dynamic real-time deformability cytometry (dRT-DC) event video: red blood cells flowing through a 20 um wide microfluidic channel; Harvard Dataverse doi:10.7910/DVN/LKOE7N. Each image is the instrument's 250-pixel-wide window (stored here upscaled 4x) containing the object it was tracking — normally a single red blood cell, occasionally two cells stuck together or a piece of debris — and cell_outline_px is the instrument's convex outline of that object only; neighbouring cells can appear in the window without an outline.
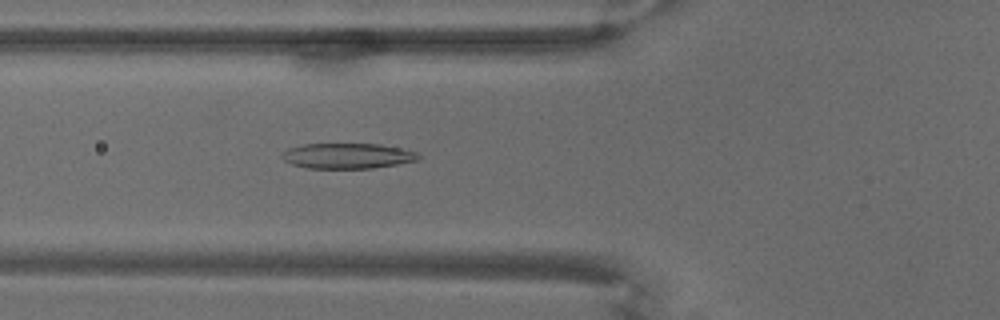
{"species": "common noctule bat (a hibernating species)", "species_latin": "Nyctalus noctula", "temperature_condition": "warm", "stored_images_in_passage": 66, "camera_frame_rate_fps": 3000, "um_per_image_px": 0.085, "animal": {"sex": "male", "body_mass_g": 18.8}, "frame": {"image": 1, "passage_image": 23, "time_ms": 7.333, "image_size_px": [1000, 320], "cell_outline_px": [[420, 156], [416, 160], [396, 164], [372, 168], [308, 168], [292, 164], [284, 160], [280, 156], [288, 148], [304, 144], [380, 144], [400, 148], [416, 152]], "centroid_in_image_um": [29.5, 13.24], "position_along_channel_um": 96.3, "area_um2": 19.94}}
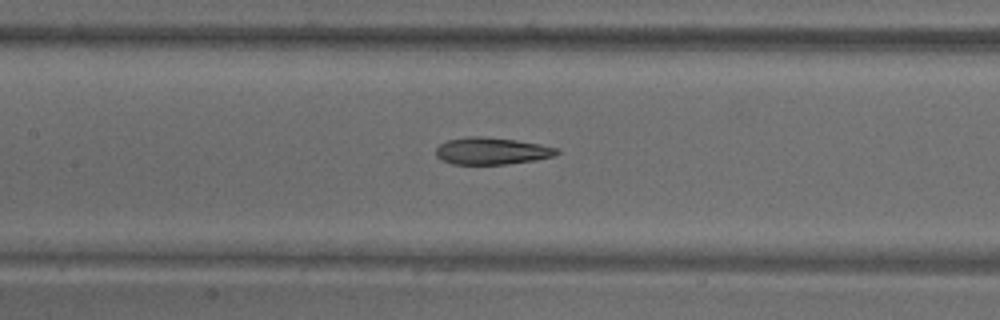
{"frame": {"image": 2, "passage_image": 30, "time_ms": 9.667, "image_size_px": [1000, 320], "cell_outline_px": [[560, 152], [556, 156], [536, 160], [504, 164], [452, 164], [440, 160], [436, 156], [436, 148], [440, 144], [448, 140], [468, 136], [484, 136], [516, 140], [540, 144], [560, 148]], "centroid_in_image_um": [41.82, 12.83], "position_along_channel_um": 165.6, "area_um2": 19.25}}
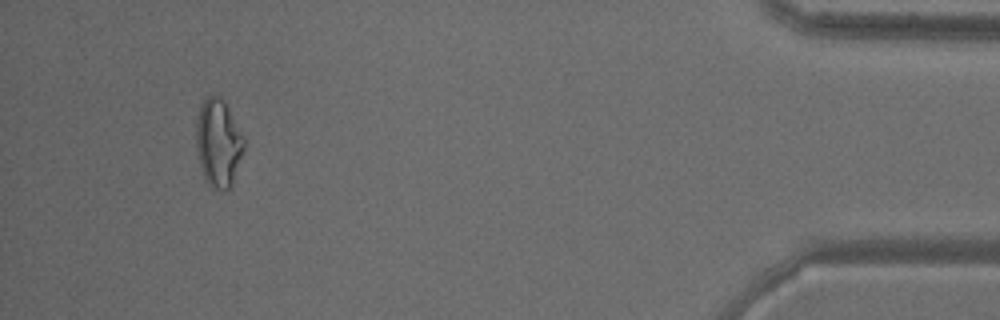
{"frame": {"image": 3, "passage_image": 62, "time_ms": 20.333, "image_size_px": [1000, 320], "cell_outline_px": [[244, 148], [232, 188], [224, 192], [220, 192], [212, 188], [204, 180], [196, 148], [196, 120], [200, 104], [208, 96], [220, 96], [224, 100], [244, 136]], "centroid_in_image_um": [18.56, 12.2], "position_along_channel_um": 416.6, "area_um2": 24.97}}